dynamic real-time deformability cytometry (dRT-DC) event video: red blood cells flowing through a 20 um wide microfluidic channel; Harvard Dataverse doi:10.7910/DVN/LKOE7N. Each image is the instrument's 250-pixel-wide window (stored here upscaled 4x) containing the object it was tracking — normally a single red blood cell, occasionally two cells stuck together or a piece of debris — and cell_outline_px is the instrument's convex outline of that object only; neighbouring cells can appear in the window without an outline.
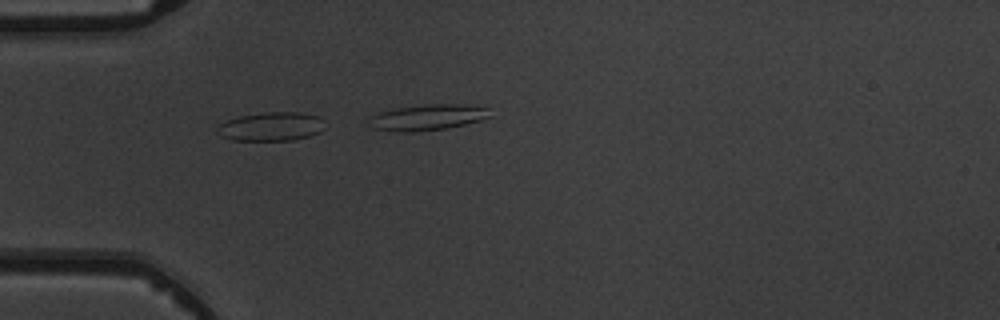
{"species": "common noctule bat (a hibernating species)", "species_latin": "Nyctalus noctula", "temperature_condition": "warm", "stored_images_in_passage": 6, "camera_frame_rate_fps": 3000, "um_per_image_px": 0.085, "animal": {"sex": "male", "body_mass_g": 19.5, "forearm_length_mm": 54.6}, "frame": {"image": 1, "passage_image": 5, "time_ms": 4.667, "image_size_px": [1000, 320], "cell_outline_px": [[324, 128], [320, 132], [308, 136], [292, 140], [232, 140], [220, 136], [216, 128], [220, 124], [228, 120], [240, 116], [264, 112], [300, 112], [320, 116]], "centroid_in_image_um": [23.05, 10.75], "position_along_channel_um": 62.0, "area_um2": 17.98}}
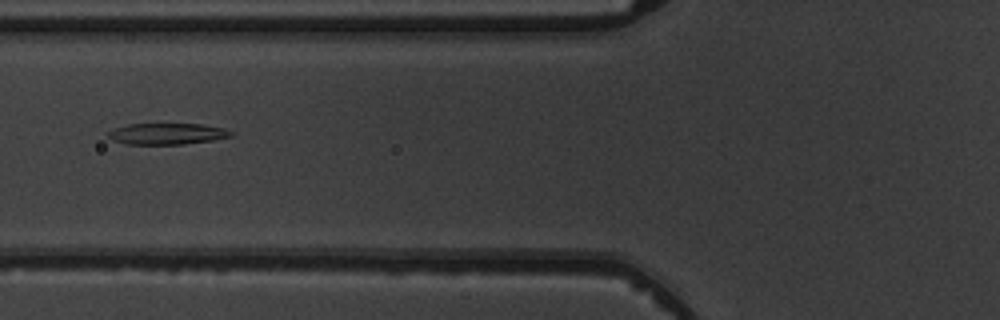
{"frame": {"image": 2, "passage_image": 6, "time_ms": 6.667, "image_size_px": [1000, 320], "cell_outline_px": [[236, 132], [232, 136], [212, 140], [184, 144], [124, 144], [112, 140], [108, 136], [108, 132], [116, 128], [128, 124], [204, 124], [224, 128]], "centroid_in_image_um": [14.24, 11.37], "position_along_channel_um": 111.6, "area_um2": 15.26}}